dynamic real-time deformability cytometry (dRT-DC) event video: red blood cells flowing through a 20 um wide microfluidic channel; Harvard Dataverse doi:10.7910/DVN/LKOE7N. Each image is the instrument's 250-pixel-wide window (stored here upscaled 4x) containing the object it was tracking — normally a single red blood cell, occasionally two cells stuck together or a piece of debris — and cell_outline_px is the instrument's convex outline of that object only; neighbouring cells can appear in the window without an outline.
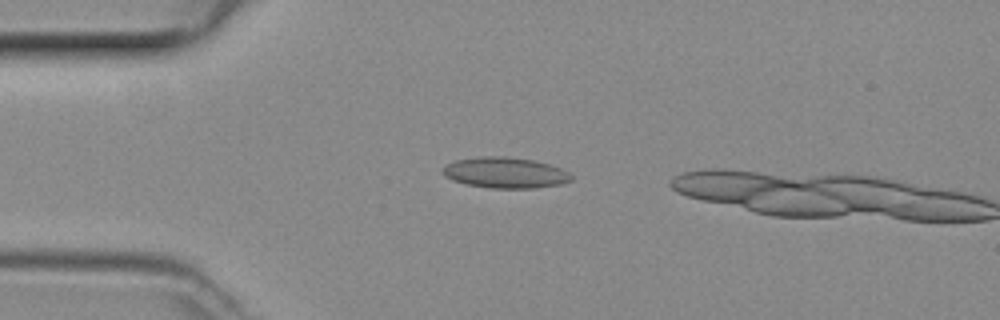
{"species": "common noctule bat (a hibernating species)", "species_latin": "Nyctalus noctula", "temperature_condition": "room temperature", "stored_images_in_passage": 7, "camera_frame_rate_fps": 3000, "um_per_image_px": 0.085, "animal": {"sex": "female", "body_mass_g": 29.2, "forearm_length_mm": 56.3}, "frame": {"image": 1, "passage_image": 6, "time_ms": 1.667, "image_size_px": [1000, 320], "cell_outline_px": [[572, 180], [560, 184], [536, 188], [492, 188], [464, 184], [452, 180], [444, 176], [440, 172], [440, 168], [456, 160], [480, 156], [504, 156], [532, 160], [548, 164], [560, 168], [568, 172], [572, 176]], "centroid_in_image_um": [42.89, 14.68], "position_along_channel_um": 42.1, "area_um2": 23.18}}